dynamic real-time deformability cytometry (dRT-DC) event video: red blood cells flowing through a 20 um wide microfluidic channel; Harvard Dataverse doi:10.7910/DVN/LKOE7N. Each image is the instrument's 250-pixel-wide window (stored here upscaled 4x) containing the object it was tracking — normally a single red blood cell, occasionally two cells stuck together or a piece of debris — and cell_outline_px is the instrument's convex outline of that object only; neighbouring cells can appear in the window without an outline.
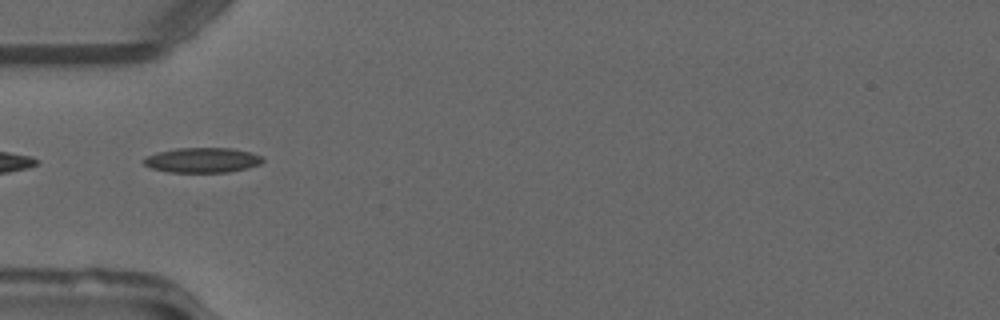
{"species": "common noctule bat (a hibernating species)", "species_latin": "Nyctalus noctula", "temperature_condition": "warm", "stored_images_in_passage": 31, "camera_frame_rate_fps": 3000, "um_per_image_px": 0.085, "animal": {"sex": "male", "forearm_length_mm": 52.5}, "frame": {"image": 1, "passage_image": 1, "time_ms": 0.0, "image_size_px": [1000, 320], "cell_outline_px": [[264, 160], [260, 164], [248, 168], [228, 172], [168, 172], [152, 168], [144, 164], [140, 160], [144, 156], [156, 152], [176, 148], [232, 148], [264, 156]], "centroid_in_image_um": [17.17, 13.61], "position_along_channel_um": 67.8, "area_um2": 17.51}}
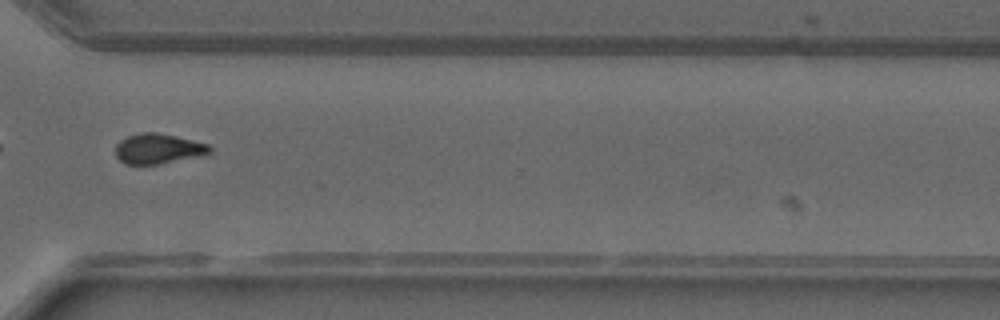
{"frame": {"image": 2, "passage_image": 22, "time_ms": 7.0, "image_size_px": [1000, 320], "cell_outline_px": [[212, 152], [200, 156], [156, 164], [124, 164], [116, 156], [116, 144], [120, 140], [128, 136], [140, 132], [156, 132], [176, 136], [208, 144], [212, 148]], "centroid_in_image_um": [13.44, 12.63], "position_along_channel_um": 357.2, "area_um2": 16.47}, "authors_computed_cell_mechanics": {"area_um2": 16.6464, "velocity_mm_per_s": 4.1422, "shape_relaxation_time_tau1_ms": null, "shape_relaxation_time_tau2_ms": 7.3508, "deformation_change_tau1": null, "deformation_change_tau2": 0.1342}}